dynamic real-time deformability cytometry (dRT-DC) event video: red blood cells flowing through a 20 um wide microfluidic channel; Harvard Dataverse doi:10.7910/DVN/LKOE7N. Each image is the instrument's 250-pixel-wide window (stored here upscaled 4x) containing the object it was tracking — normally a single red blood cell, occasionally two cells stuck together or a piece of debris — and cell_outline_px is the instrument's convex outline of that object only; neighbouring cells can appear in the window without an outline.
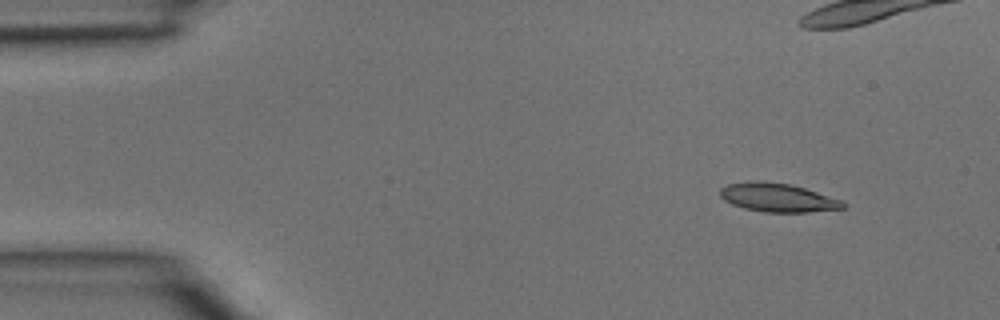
{"species": "common noctule bat (a hibernating species)", "species_latin": "Nyctalus noctula", "temperature_condition": "room temperature", "stored_images_in_passage": 5, "camera_frame_rate_fps": 3000, "um_per_image_px": 0.085, "animal": {"sex": "male", "body_mass_g": 15.6}, "frame": {"image": 1, "passage_image": 2, "time_ms": 0.333, "image_size_px": [1000, 320], "cell_outline_px": [[848, 204], [844, 208], [808, 212], [764, 212], [744, 208], [732, 204], [724, 200], [720, 196], [720, 188], [728, 184], [756, 180], [792, 184], [844, 200]], "centroid_in_image_um": [66.14, 16.79], "position_along_channel_um": 18.9, "area_um2": 20.69}}